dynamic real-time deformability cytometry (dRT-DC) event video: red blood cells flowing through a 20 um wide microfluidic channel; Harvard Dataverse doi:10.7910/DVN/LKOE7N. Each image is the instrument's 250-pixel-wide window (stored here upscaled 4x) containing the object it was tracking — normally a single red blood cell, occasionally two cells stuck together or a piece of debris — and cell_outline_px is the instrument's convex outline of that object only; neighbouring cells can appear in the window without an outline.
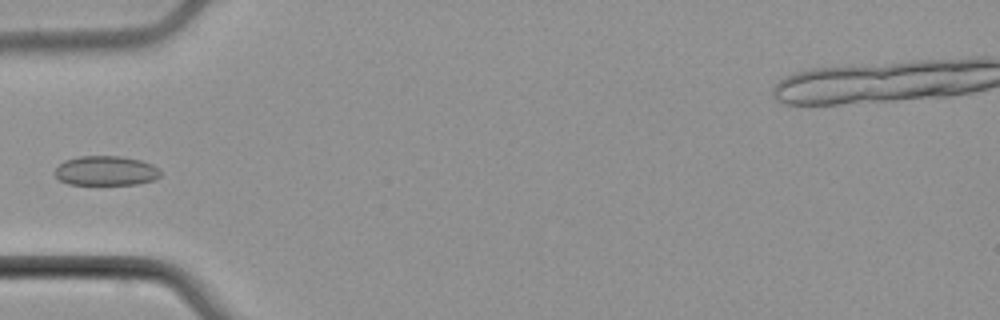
{"species": "common noctule bat (a hibernating species)", "species_latin": "Nyctalus noctula", "temperature_condition": "cold", "stored_images_in_passage": 5, "camera_frame_rate_fps": 3000, "um_per_image_px": 0.085, "animal": {"sex": "male", "body_mass_g": 21.5, "forearm_length_mm": 52.0}, "frame": {"image": 1, "passage_image": 5, "time_ms": 5.0, "image_size_px": [1000, 320], "cell_outline_px": [[160, 176], [156, 180], [136, 184], [68, 184], [60, 180], [52, 172], [64, 160], [80, 156], [120, 156], [140, 160], [152, 164], [160, 172]], "centroid_in_image_um": [8.98, 14.51], "position_along_channel_um": 76.0, "area_um2": 18.21}}